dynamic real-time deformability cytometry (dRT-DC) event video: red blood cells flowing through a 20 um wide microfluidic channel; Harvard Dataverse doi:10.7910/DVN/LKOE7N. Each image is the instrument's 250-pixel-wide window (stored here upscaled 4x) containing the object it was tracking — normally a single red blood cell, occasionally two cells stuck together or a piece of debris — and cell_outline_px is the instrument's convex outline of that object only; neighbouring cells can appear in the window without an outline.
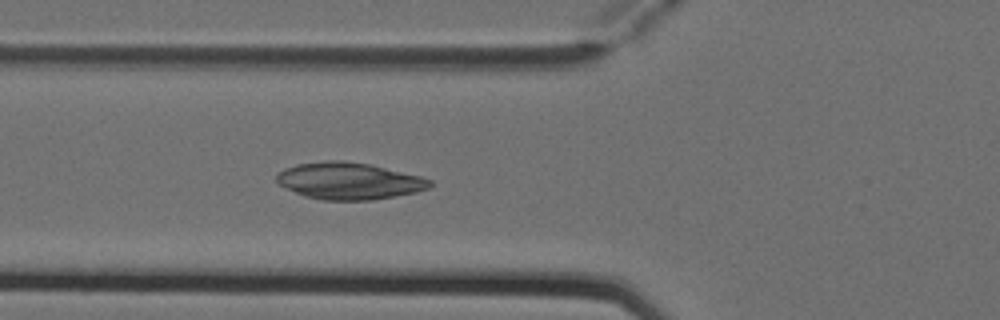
{"species": "Egyptian fruit bat (a non-hibernating species)", "species_latin": "Rousettus aegyptiacus", "temperature_condition": "cold", "stored_images_in_passage": 4, "camera_frame_rate_fps": 3000, "um_per_image_px": 0.085, "animal": {"sex": "female"}, "frame": {"image": 1, "passage_image": 4, "time_ms": 1.0, "image_size_px": [1000, 320], "cell_outline_px": [[432, 184], [428, 188], [416, 192], [372, 200], [324, 200], [304, 196], [276, 184], [276, 172], [284, 168], [296, 164], [324, 160], [344, 160], [368, 164], [420, 176], [432, 180]], "centroid_in_image_um": [29.6, 15.37], "position_along_channel_um": 96.2, "area_um2": 33.06}}